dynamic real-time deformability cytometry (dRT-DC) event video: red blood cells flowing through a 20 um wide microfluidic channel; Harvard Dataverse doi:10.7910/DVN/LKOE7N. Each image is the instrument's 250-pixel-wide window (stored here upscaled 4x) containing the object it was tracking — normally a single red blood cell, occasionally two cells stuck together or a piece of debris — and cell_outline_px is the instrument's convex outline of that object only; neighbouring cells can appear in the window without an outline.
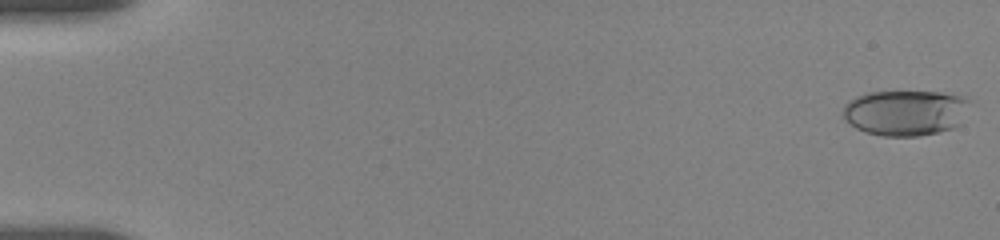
{"species": "human", "species_latin": "Homo sapiens", "temperature_condition": "room temperature", "stored_images_in_passage": 32, "camera_frame_rate_fps": 3000, "um_per_image_px": 0.085, "donor": {"sex": "female"}, "frame": {"image": 1, "passage_image": 1, "time_ms": 0.0, "image_size_px": [1000, 240], "cell_outline_px": [[968, 100], [960, 124], [952, 128], [936, 132], [916, 136], [880, 136], [864, 132], [856, 128], [844, 120], [844, 104], [848, 100], [856, 96], [868, 92], [940, 92], [968, 96]], "centroid_in_image_um": [76.91, 9.57], "position_along_channel_um": 8.1, "area_um2": 33.64}}
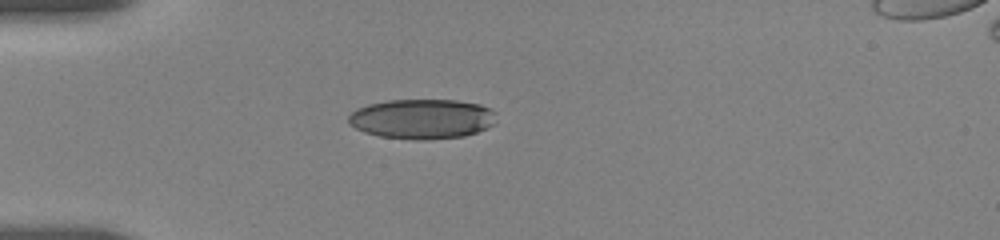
{"frame": {"image": 2, "passage_image": 26, "time_ms": 5.0, "image_size_px": [1000, 240], "cell_outline_px": [[496, 112], [492, 124], [488, 128], [464, 136], [420, 140], [380, 136], [364, 132], [348, 124], [348, 116], [356, 108], [368, 104], [388, 100], [456, 100], [480, 104], [492, 108]], "centroid_in_image_um": [35.87, 10.09], "position_along_channel_um": 49.1, "area_um2": 34.39}}